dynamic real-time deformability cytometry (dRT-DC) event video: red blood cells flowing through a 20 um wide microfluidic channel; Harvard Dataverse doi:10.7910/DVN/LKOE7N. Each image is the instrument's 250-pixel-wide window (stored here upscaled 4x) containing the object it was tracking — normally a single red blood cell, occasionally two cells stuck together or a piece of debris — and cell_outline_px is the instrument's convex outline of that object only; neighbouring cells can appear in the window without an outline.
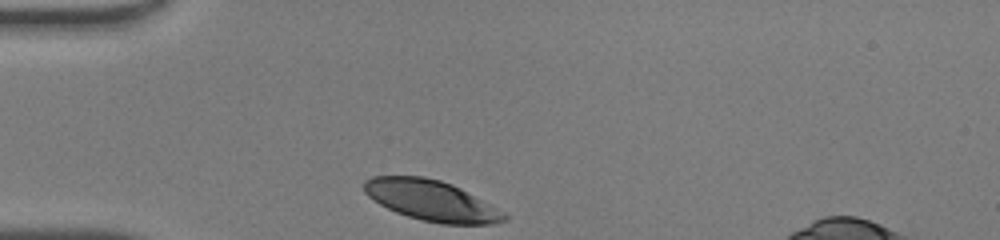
{"species": "human", "species_latin": "Homo sapiens", "temperature_condition": "warm", "stored_images_in_passage": 27, "camera_frame_rate_fps": 3000, "um_per_image_px": 0.085, "donor": {"sex": "male"}, "frame": {"image": 1, "passage_image": 1, "time_ms": 0.0, "image_size_px": [1000, 240], "cell_outline_px": [[508, 220], [492, 224], [440, 224], [408, 216], [396, 212], [380, 204], [368, 196], [364, 192], [364, 180], [372, 176], [424, 176], [440, 180], [452, 184], [460, 188], [504, 212], [508, 216]], "centroid_in_image_um": [36.66, 17.04], "position_along_channel_um": 48.3, "area_um2": 32.95}}
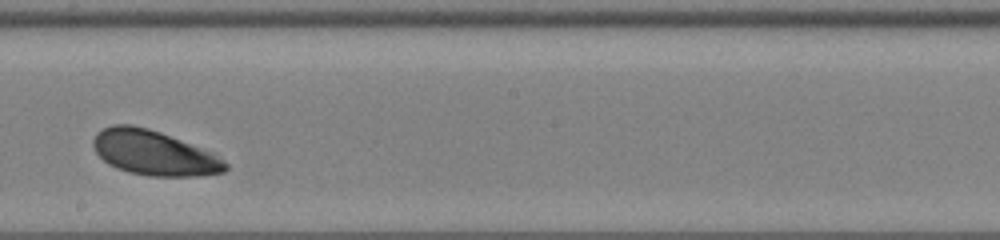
{"frame": {"image": 2, "passage_image": 16, "time_ms": 5.0, "image_size_px": [1000, 240], "cell_outline_px": [[228, 168], [224, 172], [196, 176], [148, 176], [128, 172], [116, 168], [108, 164], [96, 152], [92, 144], [92, 140], [96, 132], [112, 124], [132, 124], [148, 128], [160, 132], [180, 140], [208, 152], [224, 160], [228, 164]], "centroid_in_image_um": [13.02, 13.0], "position_along_channel_um": 235.2, "area_um2": 34.22}}
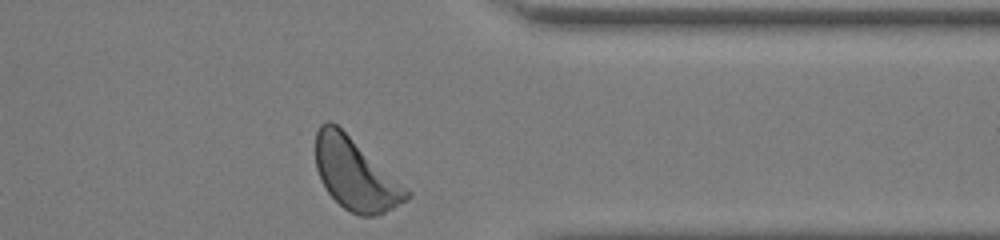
{"frame": {"image": 3, "passage_image": 27, "time_ms": 8.667, "image_size_px": [1000, 240], "cell_outline_px": [[412, 196], [408, 200], [376, 216], [360, 216], [344, 208], [328, 192], [320, 180], [316, 168], [316, 132], [320, 124], [328, 120], [332, 120], [408, 188], [412, 192]], "centroid_in_image_um": [30.21, 14.8], "position_along_channel_um": 381.2, "area_um2": 37.92}, "authors_computed_cell_mechanics": {"area_um2": 34.7956, "velocity_mm_per_s": 4.1632, "shape_relaxation_time_tau1_ms": 1.8376, "shape_relaxation_time_tau2_ms": null, "deformation_change_tau1": 0.1134, "deformation_change_tau2": null}}